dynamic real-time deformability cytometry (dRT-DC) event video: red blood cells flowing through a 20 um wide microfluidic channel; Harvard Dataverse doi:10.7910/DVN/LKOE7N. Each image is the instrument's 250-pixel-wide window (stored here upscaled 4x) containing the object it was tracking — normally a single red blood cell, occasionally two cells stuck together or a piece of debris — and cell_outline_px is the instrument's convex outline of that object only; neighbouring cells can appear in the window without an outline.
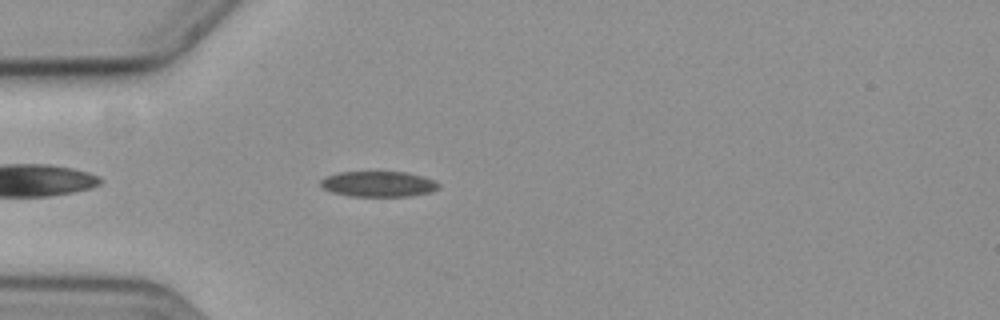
{"species": "common noctule bat (a hibernating species)", "species_latin": "Nyctalus noctula", "temperature_condition": "cold", "stored_images_in_passage": 17, "camera_frame_rate_fps": 3000, "um_per_image_px": 0.085, "animal": {"sex": "female", "body_mass_g": 19.3, "forearm_length_mm": 54.1}, "frame": {"image": 1, "passage_image": 5, "time_ms": 1.333, "image_size_px": [1000, 320], "cell_outline_px": [[440, 188], [432, 192], [412, 196], [348, 196], [332, 192], [324, 188], [320, 184], [320, 180], [328, 176], [340, 172], [408, 172], [436, 180], [440, 184]], "centroid_in_image_um": [32.23, 15.64], "position_along_channel_um": 52.8, "area_um2": 17.69}}
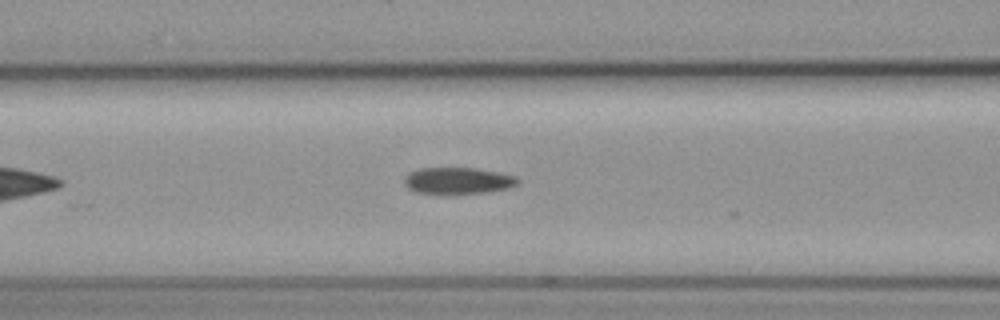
{"frame": {"image": 2, "passage_image": 12, "time_ms": 3.667, "image_size_px": [1000, 320], "cell_outline_px": [[520, 180], [516, 184], [508, 188], [484, 192], [416, 192], [408, 188], [404, 184], [404, 176], [408, 172], [420, 168], [476, 168], [500, 172], [516, 176]], "centroid_in_image_um": [38.91, 15.32], "position_along_channel_um": 127.7, "area_um2": 17.17}}
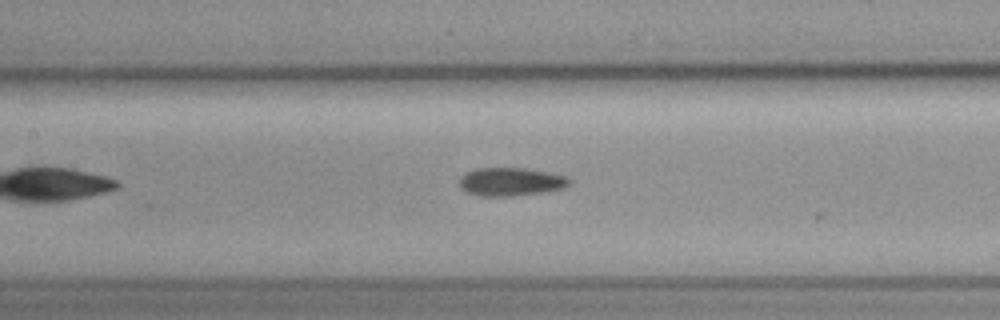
{"frame": {"image": 3, "passage_image": 15, "time_ms": 4.667, "image_size_px": [1000, 320], "cell_outline_px": [[572, 184], [564, 188], [548, 192], [512, 196], [480, 196], [464, 192], [460, 188], [460, 176], [476, 168], [524, 168], [548, 172], [568, 176], [572, 180]], "centroid_in_image_um": [43.46, 15.46], "position_along_channel_um": 163.9, "area_um2": 18.5}}